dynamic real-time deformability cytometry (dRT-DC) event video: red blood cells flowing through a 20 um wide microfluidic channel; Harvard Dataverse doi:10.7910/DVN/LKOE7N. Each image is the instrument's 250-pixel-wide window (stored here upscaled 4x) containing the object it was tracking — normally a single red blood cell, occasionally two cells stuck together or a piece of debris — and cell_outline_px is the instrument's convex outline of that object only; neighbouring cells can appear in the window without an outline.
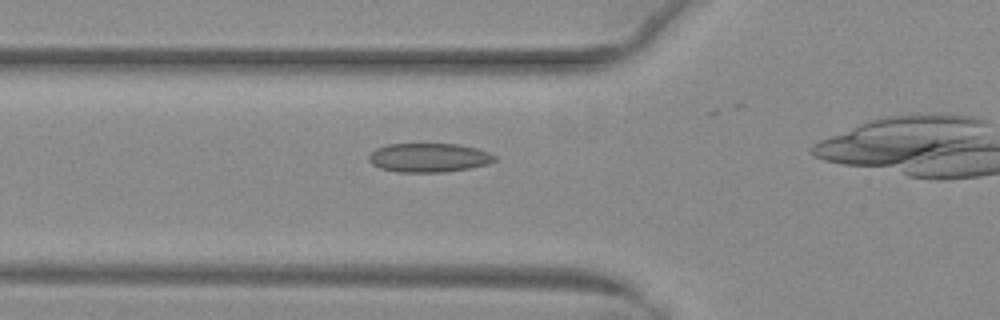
{"species": "common noctule bat (a hibernating species)", "species_latin": "Nyctalus noctula", "temperature_condition": "warm", "stored_images_in_passage": 33, "camera_frame_rate_fps": 3000, "um_per_image_px": 0.085, "animal": {"sex": "female", "body_mass_g": 29.2, "forearm_length_mm": 56.3}, "frame": {"image": 1, "passage_image": 7, "time_ms": 2.0, "image_size_px": [1000, 320], "cell_outline_px": [[496, 160], [488, 164], [468, 168], [444, 172], [396, 172], [380, 168], [372, 164], [368, 160], [368, 156], [376, 148], [388, 144], [456, 144], [476, 148], [488, 152], [496, 156]], "centroid_in_image_um": [36.43, 13.4], "position_along_channel_um": 89.4, "area_um2": 21.21}}
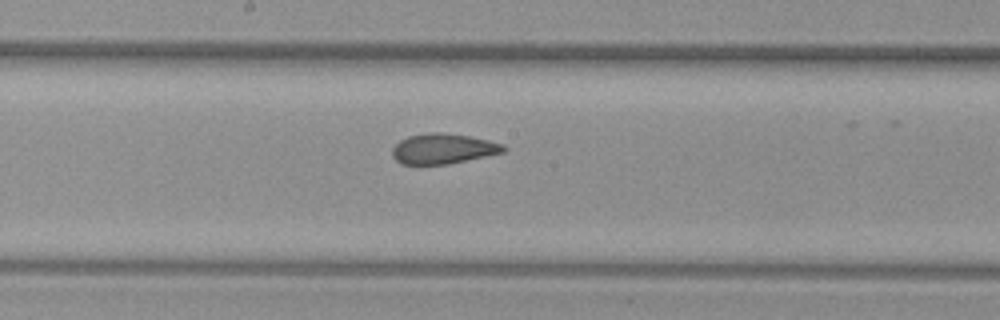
{"frame": {"image": 2, "passage_image": 16, "time_ms": 5.0, "image_size_px": [1000, 320], "cell_outline_px": [[508, 148], [504, 152], [448, 164], [400, 164], [392, 156], [392, 148], [400, 140], [408, 136], [432, 132], [440, 132], [468, 136], [488, 140], [504, 144]], "centroid_in_image_um": [37.66, 12.64], "position_along_channel_um": 210.5, "area_um2": 19.54}}
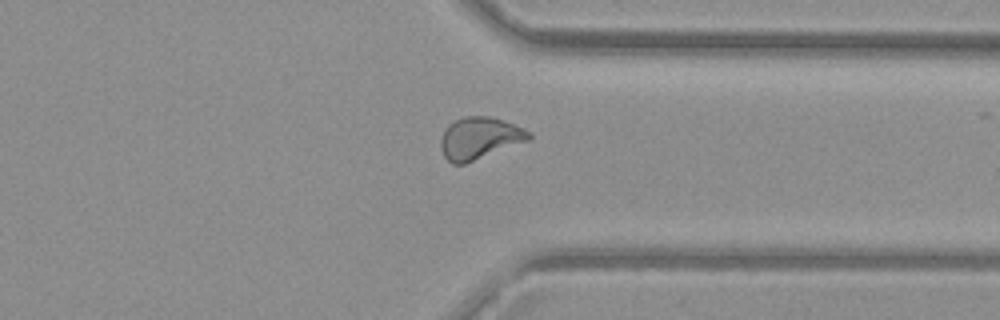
{"frame": {"image": 3, "passage_image": 28, "time_ms": 9.0, "image_size_px": [1000, 320], "cell_outline_px": [[532, 136], [528, 140], [464, 164], [452, 164], [444, 156], [440, 148], [440, 140], [448, 124], [464, 116], [488, 116], [524, 128], [532, 132]], "centroid_in_image_um": [40.74, 11.74], "position_along_channel_um": 370.7, "area_um2": 21.27}, "authors_computed_cell_mechanics": {"area_um2": 20.3456, "velocity_mm_per_s": 4.0316, "shape_relaxation_time_tau1_ms": null, "shape_relaxation_time_tau2_ms": 1.1807, "deformation_change_tau1": null, "deformation_change_tau2": 0.0786}}